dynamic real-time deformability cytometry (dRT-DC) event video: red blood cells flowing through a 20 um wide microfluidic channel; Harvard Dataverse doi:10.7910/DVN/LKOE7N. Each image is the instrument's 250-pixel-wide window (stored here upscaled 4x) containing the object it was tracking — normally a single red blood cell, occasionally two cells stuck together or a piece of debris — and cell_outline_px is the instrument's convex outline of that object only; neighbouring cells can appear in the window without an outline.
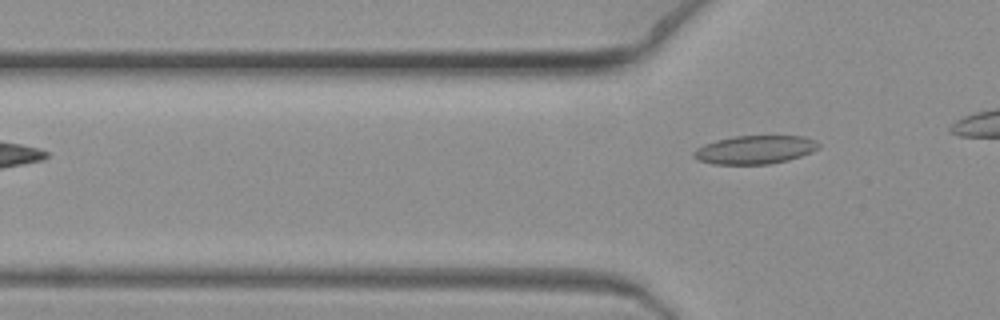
{"species": "common noctule bat (a hibernating species)", "species_latin": "Nyctalus noctula", "temperature_condition": "warm", "stored_images_in_passage": 8, "camera_frame_rate_fps": 3000, "um_per_image_px": 0.085, "animal": {"sex": "female", "body_mass_g": 19.3, "forearm_length_mm": 54.1}, "frame": {"image": 1, "passage_image": 8, "time_ms": 2.333, "image_size_px": [1000, 320], "cell_outline_px": [[820, 148], [812, 152], [788, 160], [768, 164], [712, 164], [700, 160], [692, 156], [692, 152], [696, 148], [704, 144], [716, 140], [736, 136], [804, 136], [816, 140], [820, 144]], "centroid_in_image_um": [64.18, 12.72], "position_along_channel_um": 61.6, "area_um2": 20.75}}